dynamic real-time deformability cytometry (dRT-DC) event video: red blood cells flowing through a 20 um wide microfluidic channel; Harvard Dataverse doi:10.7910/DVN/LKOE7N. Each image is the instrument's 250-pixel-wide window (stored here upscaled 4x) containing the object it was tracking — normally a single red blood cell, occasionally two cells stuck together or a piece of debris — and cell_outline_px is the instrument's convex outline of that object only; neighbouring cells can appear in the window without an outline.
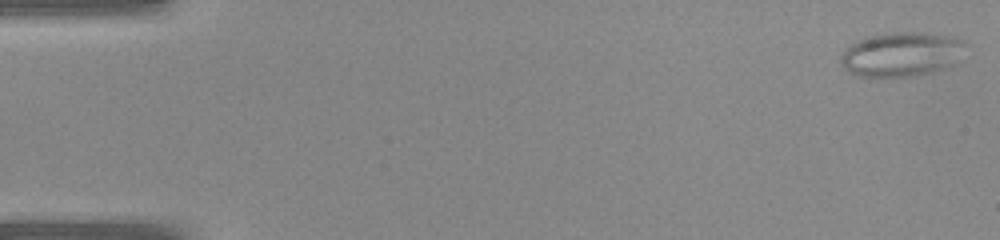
{"species": "common noctule bat (a hibernating species)", "species_latin": "Nyctalus noctula", "temperature_condition": "warm", "stored_images_in_passage": 40, "camera_frame_rate_fps": 3000, "um_per_image_px": 0.085, "animal": {"sex": "female", "body_mass_g": 22.0, "forearm_length_mm": 56.7}, "frame": {"image": 1, "passage_image": 1, "time_ms": 0.0, "image_size_px": [1000, 240], "cell_outline_px": [[968, 44], [952, 64], [932, 72], [916, 76], [860, 76], [848, 72], [844, 68], [840, 60], [840, 56], [856, 40], [884, 32], [920, 32], [944, 36], [960, 40]], "centroid_in_image_um": [76.58, 4.61], "position_along_channel_um": 8.4, "area_um2": 31.79}}
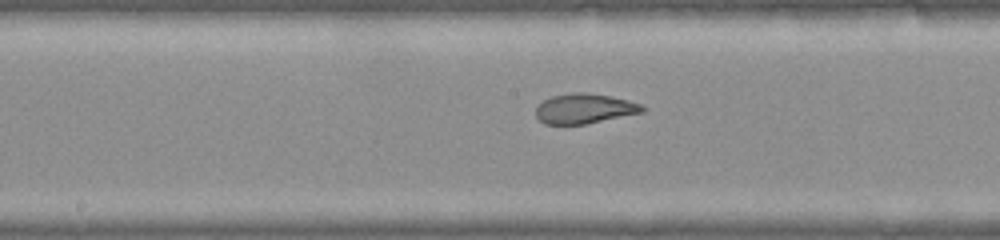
{"frame": {"image": 2, "passage_image": 21, "time_ms": 6.667, "image_size_px": [1000, 240], "cell_outline_px": [[648, 108], [644, 112], [584, 124], [544, 124], [536, 116], [536, 108], [544, 100], [552, 96], [572, 92], [588, 92], [628, 100], [640, 104]], "centroid_in_image_um": [49.69, 9.22], "position_along_channel_um": 198.5, "area_um2": 18.5}}
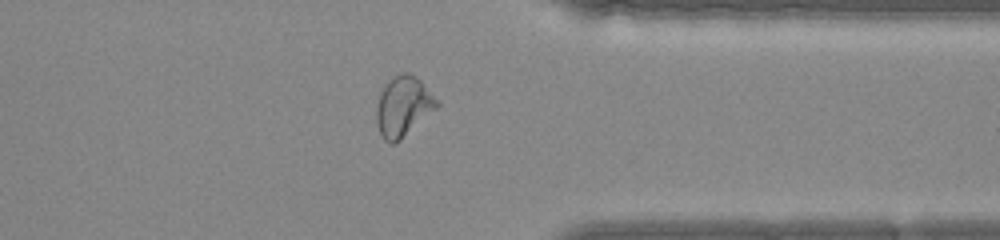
{"frame": {"image": 3, "passage_image": 32, "time_ms": 10.333, "image_size_px": [1000, 240], "cell_outline_px": [[440, 104], [436, 108], [400, 140], [392, 144], [388, 144], [384, 140], [376, 124], [376, 104], [380, 92], [388, 80], [392, 76], [400, 72], [408, 72], [416, 76], [440, 100]], "centroid_in_image_um": [34.26, 9.01], "position_along_channel_um": 377.1, "area_um2": 21.39}}